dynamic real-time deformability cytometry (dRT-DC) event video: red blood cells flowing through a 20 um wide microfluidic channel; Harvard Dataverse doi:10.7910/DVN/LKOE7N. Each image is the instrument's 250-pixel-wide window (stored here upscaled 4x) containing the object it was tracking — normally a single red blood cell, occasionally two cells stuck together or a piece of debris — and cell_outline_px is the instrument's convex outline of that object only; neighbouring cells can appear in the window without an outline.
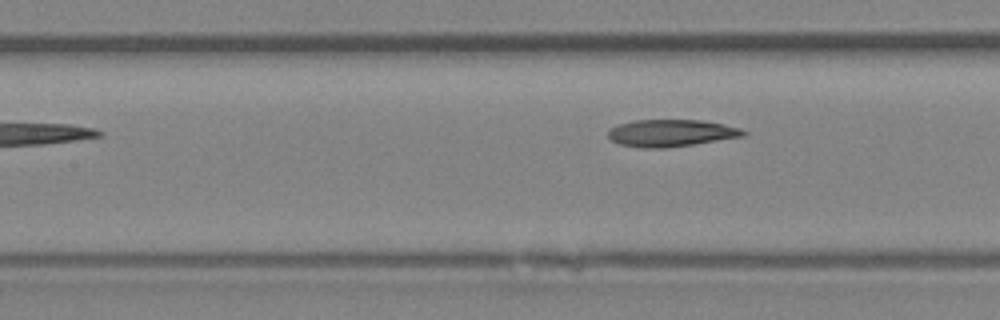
{"species": "Egyptian fruit bat (a non-hibernating species)", "species_latin": "Rousettus aegyptiacus", "temperature_condition": "room temperature", "stored_images_in_passage": 6, "camera_frame_rate_fps": 3000, "um_per_image_px": 0.085, "animal": {"sex": "female"}, "frame": {"image": 1, "passage_image": 5, "time_ms": 5.333, "image_size_px": [1000, 320], "cell_outline_px": [[748, 132], [744, 136], [668, 148], [640, 148], [620, 144], [612, 140], [608, 136], [608, 132], [612, 128], [620, 124], [632, 120], [700, 120], [724, 124], [740, 128]], "centroid_in_image_um": [57.05, 11.31], "position_along_channel_um": 150.3, "area_um2": 21.27}}
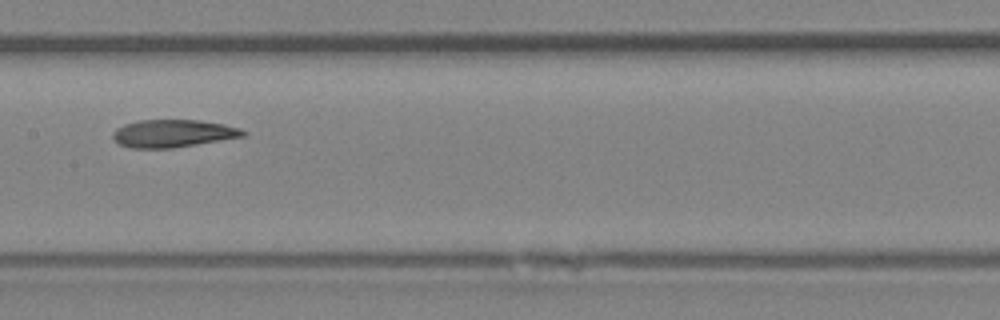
{"frame": {"image": 2, "passage_image": 6, "time_ms": 6.333, "image_size_px": [1000, 320], "cell_outline_px": [[248, 132], [244, 136], [172, 148], [128, 148], [120, 144], [112, 136], [112, 132], [116, 128], [124, 124], [140, 120], [200, 120], [224, 124], [240, 128]], "centroid_in_image_um": [14.69, 11.33], "position_along_channel_um": 192.7, "area_um2": 20.92}}